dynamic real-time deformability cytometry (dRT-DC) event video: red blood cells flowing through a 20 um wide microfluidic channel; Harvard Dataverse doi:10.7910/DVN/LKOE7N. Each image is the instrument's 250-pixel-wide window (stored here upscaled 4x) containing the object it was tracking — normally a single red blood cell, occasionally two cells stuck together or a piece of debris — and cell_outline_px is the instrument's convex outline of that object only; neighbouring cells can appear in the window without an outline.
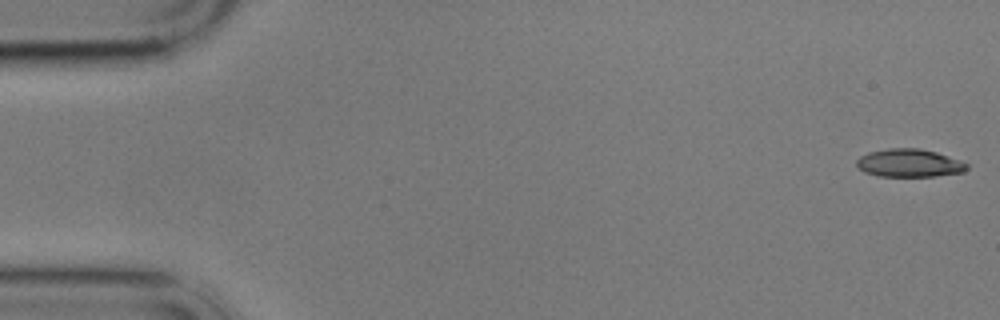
{"species": "common noctule bat (a hibernating species)", "species_latin": "Nyctalus noctula", "temperature_condition": "cold", "stored_images_in_passage": 5, "camera_frame_rate_fps": 3000, "um_per_image_px": 0.085, "animal": {"sex": "male", "body_mass_g": 17.9}, "frame": {"image": 1, "passage_image": 1, "time_ms": 0.0, "image_size_px": [1000, 320], "cell_outline_px": [[968, 168], [964, 172], [936, 176], [876, 176], [864, 172], [856, 164], [856, 160], [860, 156], [868, 152], [888, 148], [920, 148], [936, 152], [968, 164]], "centroid_in_image_um": [77.26, 13.86], "position_along_channel_um": 7.7, "area_um2": 17.98}}
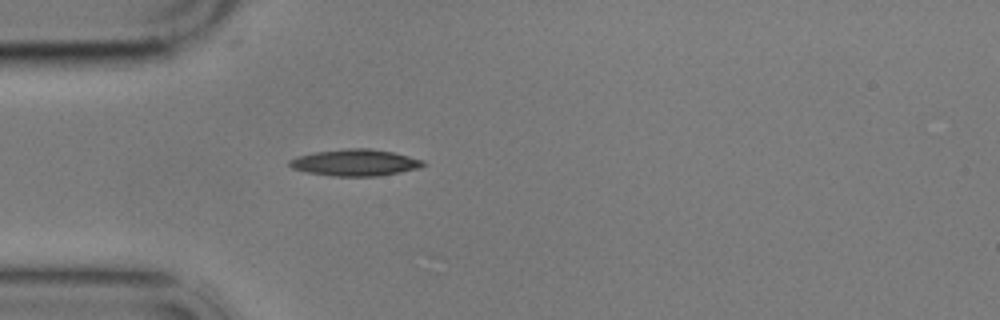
{"frame": {"image": 2, "passage_image": 5, "time_ms": 5.0, "image_size_px": [1000, 320], "cell_outline_px": [[428, 164], [420, 168], [380, 176], [332, 176], [308, 172], [292, 168], [288, 164], [288, 160], [296, 156], [312, 152], [348, 148], [368, 148], [392, 152], [424, 160]], "centroid_in_image_um": [30.19, 13.82], "position_along_channel_um": 54.8, "area_um2": 20.87}}